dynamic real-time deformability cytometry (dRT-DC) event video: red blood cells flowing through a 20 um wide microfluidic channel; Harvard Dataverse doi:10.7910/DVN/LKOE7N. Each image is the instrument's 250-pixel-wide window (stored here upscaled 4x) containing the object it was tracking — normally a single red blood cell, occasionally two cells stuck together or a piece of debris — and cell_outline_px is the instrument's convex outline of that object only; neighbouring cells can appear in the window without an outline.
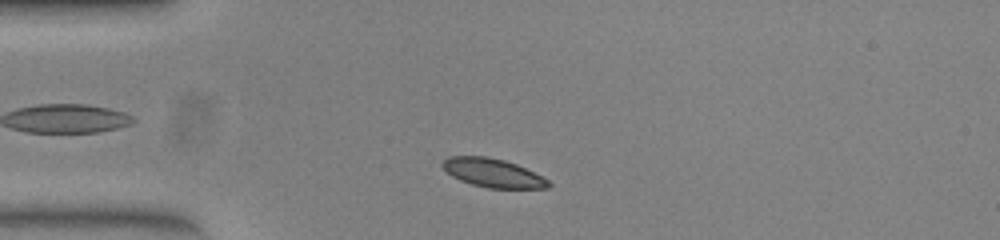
{"species": "common noctule bat (a hibernating species)", "species_latin": "Nyctalus noctula", "temperature_condition": "warm", "stored_images_in_passage": 45, "camera_frame_rate_fps": 3000, "um_per_image_px": 0.085, "animal": {"sex": "female", "body_mass_g": 23.0, "forearm_length_mm": 53.4}, "frame": {"image": 1, "passage_image": 5, "time_ms": 1.333, "image_size_px": [1000, 240], "cell_outline_px": [[552, 184], [548, 188], [488, 188], [472, 184], [460, 180], [452, 176], [440, 164], [448, 156], [488, 156], [504, 160], [516, 164], [548, 180]], "centroid_in_image_um": [41.87, 14.69], "position_along_channel_um": 43.1, "area_um2": 17.51}}
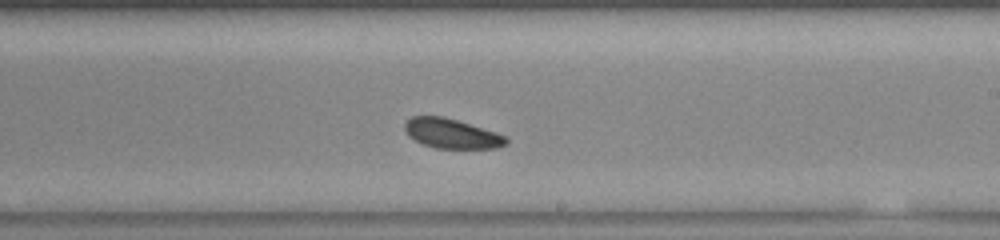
{"frame": {"image": 2, "passage_image": 23, "time_ms": 7.333, "image_size_px": [1000, 240], "cell_outline_px": [[508, 144], [496, 148], [436, 148], [424, 144], [408, 136], [404, 128], [404, 124], [412, 116], [444, 116], [496, 132], [508, 136]], "centroid_in_image_um": [38.42, 11.35], "position_along_channel_um": 250.6, "area_um2": 17.51}}
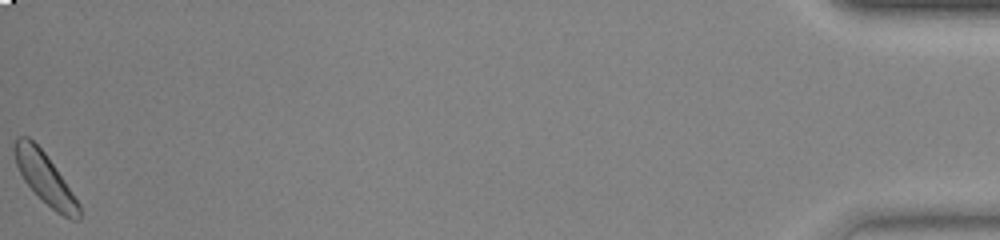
{"frame": {"image": 3, "passage_image": 45, "time_ms": 14.667, "image_size_px": [1000, 240], "cell_outline_px": [[80, 220], [72, 220], [56, 212], [24, 180], [16, 164], [12, 148], [16, 136], [28, 136], [44, 152], [64, 180], [80, 204]], "centroid_in_image_um": [3.81, 15.12], "position_along_channel_um": 431.4, "area_um2": 18.73}, "authors_computed_cell_mechanics": {"area_um2": 18.3804, "velocity_mm_per_s": 3.8558, "shape_relaxation_time_tau1_ms": 1.9102, "shape_relaxation_time_tau2_ms": 5.4316, "deformation_change_tau1": 0.0666, "deformation_change_tau2": 0.0729}}